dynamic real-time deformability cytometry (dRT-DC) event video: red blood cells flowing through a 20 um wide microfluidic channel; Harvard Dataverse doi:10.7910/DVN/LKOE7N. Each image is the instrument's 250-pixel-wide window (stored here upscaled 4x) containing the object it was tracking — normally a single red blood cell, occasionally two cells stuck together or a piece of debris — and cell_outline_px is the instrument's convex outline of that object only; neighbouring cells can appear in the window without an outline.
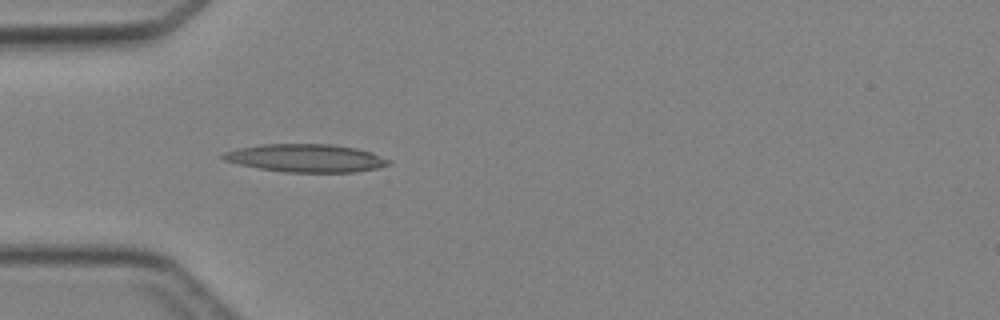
{"species": "Egyptian fruit bat (a non-hibernating species)", "species_latin": "Rousettus aegyptiacus", "temperature_condition": "cold", "stored_images_in_passage": 4, "camera_frame_rate_fps": 3000, "um_per_image_px": 0.085, "animal": {"sex": "female"}, "frame": {"image": 1, "passage_image": 4, "time_ms": 3.333, "image_size_px": [1000, 320], "cell_outline_px": [[392, 164], [376, 168], [352, 172], [284, 172], [260, 168], [240, 164], [224, 160], [220, 156], [224, 152], [236, 148], [260, 144], [332, 144], [356, 148], [372, 152], [392, 160]], "centroid_in_image_um": [26.02, 13.43], "position_along_channel_um": 59.0, "area_um2": 27.05}}